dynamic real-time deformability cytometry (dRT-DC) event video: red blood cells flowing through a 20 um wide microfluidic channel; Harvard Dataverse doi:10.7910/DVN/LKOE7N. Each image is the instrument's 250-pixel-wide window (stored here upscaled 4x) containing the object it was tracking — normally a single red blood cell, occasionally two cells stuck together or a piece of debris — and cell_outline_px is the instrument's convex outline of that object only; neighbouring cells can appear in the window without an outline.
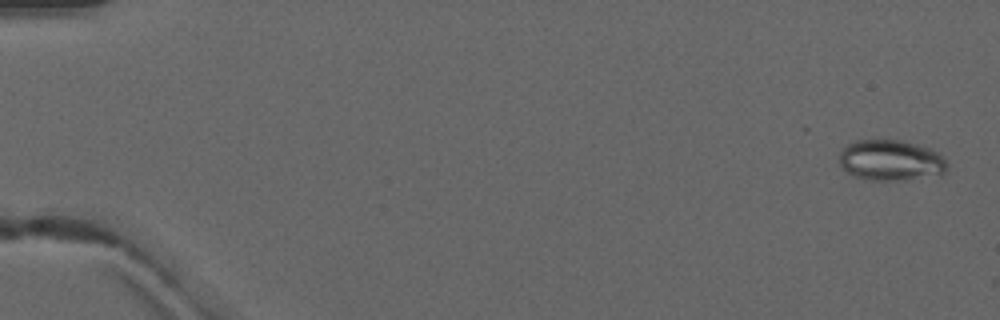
{"species": "common noctule bat (a hibernating species)", "species_latin": "Nyctalus noctula", "temperature_condition": "warm", "stored_images_in_passage": 5, "camera_frame_rate_fps": 3000, "um_per_image_px": 0.085, "animal": {"sex": "male", "forearm_length_mm": 52.5}, "frame": {"image": 1, "passage_image": 1, "time_ms": 0.0, "image_size_px": [1000, 320], "cell_outline_px": [[948, 168], [940, 176], [904, 180], [864, 180], [840, 168], [840, 148], [856, 140], [900, 140], [916, 144], [928, 148], [936, 152], [948, 164]], "centroid_in_image_um": [75.7, 13.64], "position_along_channel_um": 9.3, "area_um2": 25.84}}